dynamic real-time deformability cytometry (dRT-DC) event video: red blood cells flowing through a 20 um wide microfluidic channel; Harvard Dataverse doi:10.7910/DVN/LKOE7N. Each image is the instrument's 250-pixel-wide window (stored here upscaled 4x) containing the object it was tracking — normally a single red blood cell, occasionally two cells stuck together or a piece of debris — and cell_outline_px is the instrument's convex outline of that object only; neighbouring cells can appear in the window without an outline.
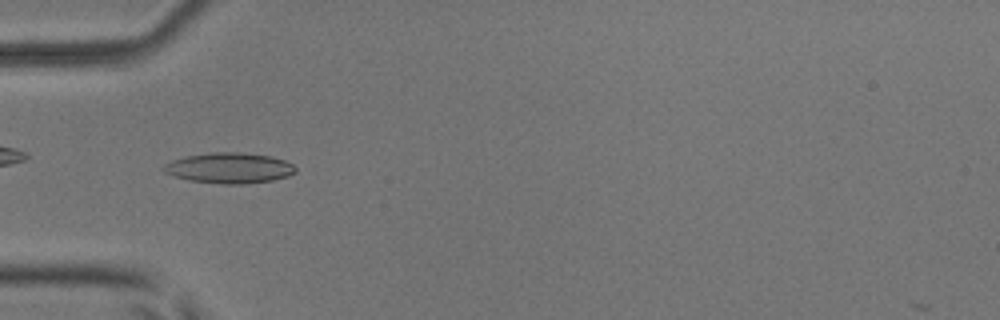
{"species": "common noctule bat (a hibernating species)", "species_latin": "Nyctalus noctula", "temperature_condition": "room temperature", "stored_images_in_passage": 52, "camera_frame_rate_fps": 3000, "um_per_image_px": 0.085, "animal": {"sex": "male", "body_mass_g": 17.9, "forearm_length_mm": 54.2}, "frame": {"image": 1, "passage_image": 17, "time_ms": 5.333, "image_size_px": [1000, 320], "cell_outline_px": [[296, 172], [288, 176], [272, 180], [244, 184], [220, 184], [192, 180], [172, 176], [164, 172], [164, 164], [172, 160], [188, 156], [212, 152], [240, 152], [272, 156], [284, 160], [292, 164], [296, 168]], "centroid_in_image_um": [19.51, 14.28], "position_along_channel_um": 65.5, "area_um2": 23.41}}
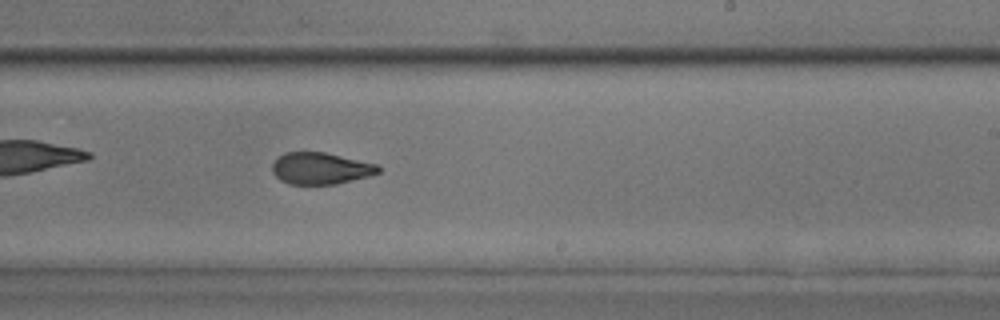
{"frame": {"image": 2, "passage_image": 32, "time_ms": 10.333, "image_size_px": [1000, 320], "cell_outline_px": [[380, 172], [368, 176], [336, 184], [288, 184], [280, 180], [272, 172], [272, 164], [284, 152], [324, 152], [380, 164]], "centroid_in_image_um": [27.27, 14.31], "position_along_channel_um": 261.7, "area_um2": 19.65}}
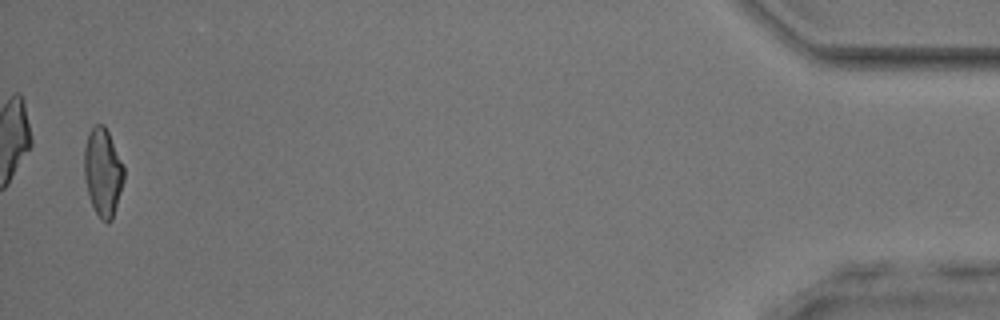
{"frame": {"image": 3, "passage_image": 51, "time_ms": 16.667, "image_size_px": [1000, 320], "cell_outline_px": [[124, 180], [112, 220], [108, 224], [100, 220], [88, 196], [84, 176], [84, 148], [88, 132], [96, 124], [104, 124], [108, 132], [124, 168]], "centroid_in_image_um": [8.73, 14.66], "position_along_channel_um": 426.5, "area_um2": 20.35}, "authors_computed_cell_mechanics": {"area_um2": 20.6635, "velocity_mm_per_s": 3.9652, "shape_relaxation_time_tau1_ms": 10.3491, "shape_relaxation_time_tau2_ms": 1.4827, "deformation_change_tau1": 0.2278, "deformation_change_tau2": 0.0893}}